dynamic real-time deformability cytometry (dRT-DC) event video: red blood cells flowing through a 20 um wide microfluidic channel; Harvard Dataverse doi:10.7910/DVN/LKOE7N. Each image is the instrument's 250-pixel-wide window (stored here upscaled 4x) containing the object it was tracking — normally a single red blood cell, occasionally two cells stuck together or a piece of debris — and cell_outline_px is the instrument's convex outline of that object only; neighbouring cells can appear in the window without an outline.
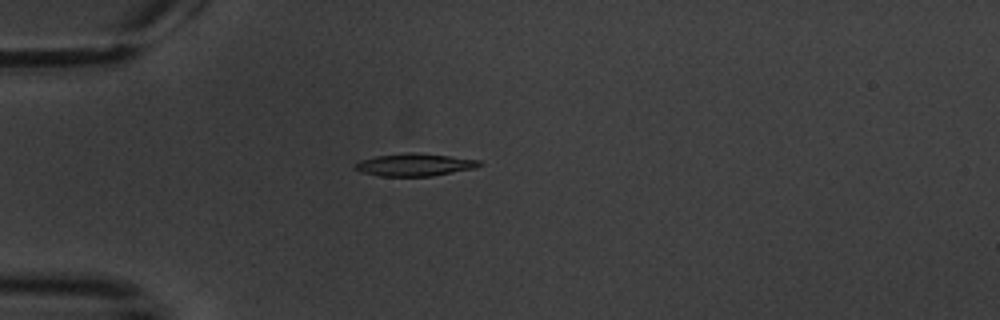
{"species": "common noctule bat (a hibernating species)", "species_latin": "Nyctalus noctula", "temperature_condition": "warm", "stored_images_in_passage": 7, "camera_frame_rate_fps": 3000, "um_per_image_px": 0.085, "animal": {"sex": "male", "body_mass_g": 20.1, "forearm_length_mm": 53.5}, "frame": {"image": 1, "passage_image": 5, "time_ms": 5.0, "image_size_px": [1000, 320], "cell_outline_px": [[480, 164], [476, 168], [432, 176], [380, 176], [360, 172], [352, 168], [360, 160], [376, 156], [408, 152], [416, 152], [480, 160]], "centroid_in_image_um": [35.2, 14.0], "position_along_channel_um": 49.8, "area_um2": 16.3}}